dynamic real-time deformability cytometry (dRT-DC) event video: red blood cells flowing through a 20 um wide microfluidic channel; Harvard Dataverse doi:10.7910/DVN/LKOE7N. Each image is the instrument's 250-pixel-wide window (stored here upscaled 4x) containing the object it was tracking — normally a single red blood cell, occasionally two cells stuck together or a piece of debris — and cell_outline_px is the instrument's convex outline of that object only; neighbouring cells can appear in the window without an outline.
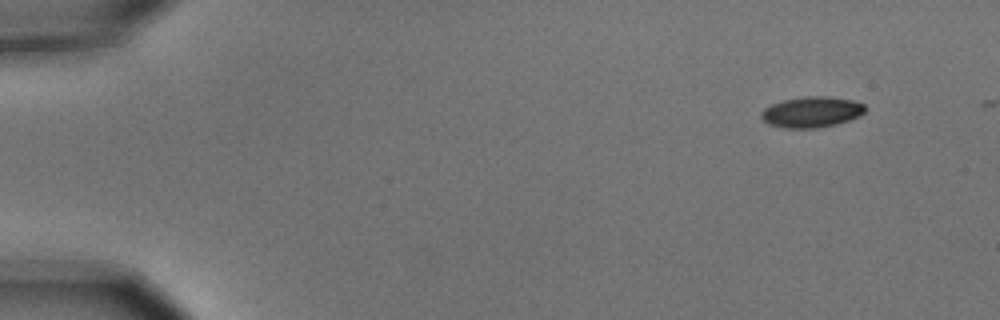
{"species": "common noctule bat (a hibernating species)", "species_latin": "Nyctalus noctula", "temperature_condition": "cold", "stored_images_in_passage": 8, "camera_frame_rate_fps": 3000, "um_per_image_px": 0.085, "animal": {"sex": "male", "body_mass_g": 15.6}, "frame": {"image": 1, "passage_image": 1, "time_ms": 0.0, "image_size_px": [1000, 320], "cell_outline_px": [[864, 112], [848, 120], [836, 124], [816, 128], [784, 128], [768, 124], [760, 116], [760, 112], [764, 108], [772, 104], [784, 100], [808, 96], [828, 96], [852, 100], [864, 104]], "centroid_in_image_um": [68.94, 9.52], "position_along_channel_um": 16.1, "area_um2": 18.44}}
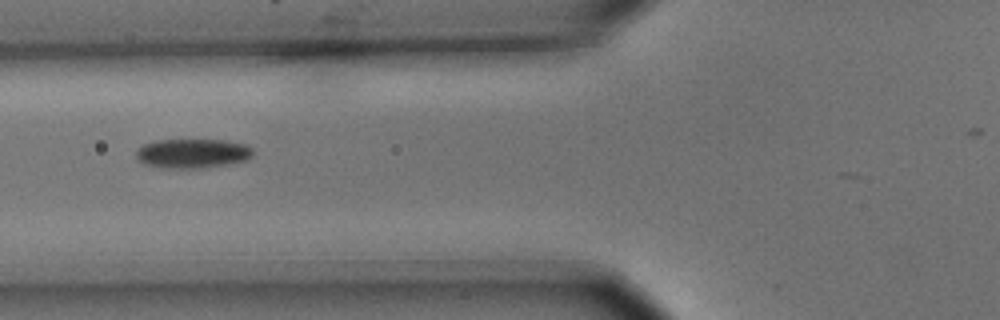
{"frame": {"image": 2, "passage_image": 6, "time_ms": 1.667, "image_size_px": [1000, 320], "cell_outline_px": [[252, 156], [248, 160], [228, 164], [204, 168], [160, 168], [144, 164], [136, 156], [136, 152], [144, 144], [156, 140], [224, 140], [248, 144], [252, 148]], "centroid_in_image_um": [16.4, 13.04], "position_along_channel_um": 109.4, "area_um2": 20.11}}
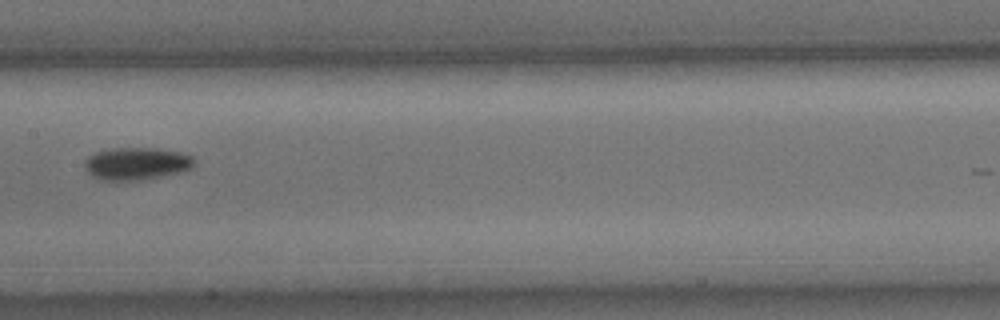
{"frame": {"image": 3, "passage_image": 8, "time_ms": 2.333, "image_size_px": [1000, 320], "cell_outline_px": [[196, 164], [192, 168], [184, 172], [140, 180], [100, 180], [92, 176], [84, 168], [84, 160], [88, 156], [96, 152], [108, 148], [160, 148], [180, 152], [192, 156], [196, 160]], "centroid_in_image_um": [11.63, 13.9], "position_along_channel_um": 195.8, "area_um2": 21.15}}